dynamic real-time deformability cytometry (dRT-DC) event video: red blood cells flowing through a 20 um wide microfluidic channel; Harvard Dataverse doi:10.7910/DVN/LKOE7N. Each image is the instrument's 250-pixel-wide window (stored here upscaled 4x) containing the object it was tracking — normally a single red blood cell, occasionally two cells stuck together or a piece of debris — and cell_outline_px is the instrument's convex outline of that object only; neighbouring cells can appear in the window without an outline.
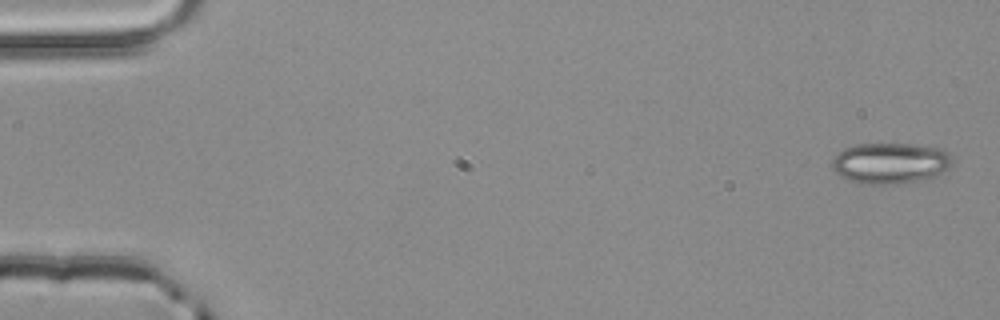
{"species": "common noctule bat (a hibernating species)", "species_latin": "Nyctalus noctula", "temperature_condition": "room temperature", "stored_images_in_passage": 5, "camera_frame_rate_fps": 3000, "um_per_image_px": 0.085, "animal": {"sex": "male", "body_mass_g": 20.4}, "frame": {"image": 1, "passage_image": 1, "time_ms": 0.0, "image_size_px": [1000, 320], "cell_outline_px": [[956, 160], [948, 168], [936, 176], [916, 180], [892, 184], [864, 184], [848, 180], [840, 176], [832, 168], [832, 160], [844, 148], [856, 144], [912, 144], [944, 148]], "centroid_in_image_um": [75.71, 13.85], "position_along_channel_um": 9.3, "area_um2": 28.78}}
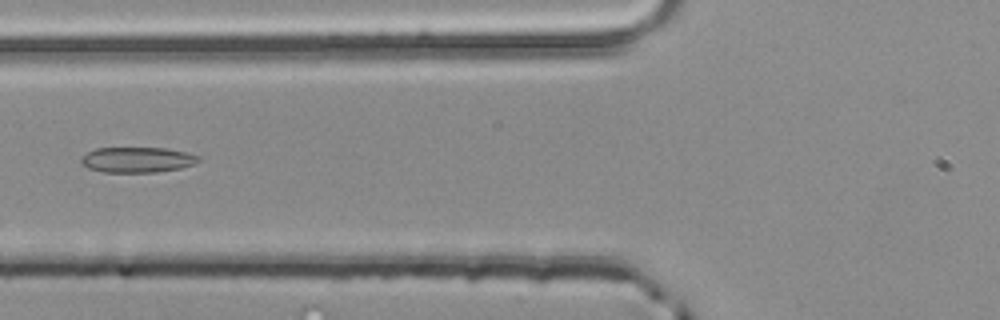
{"frame": {"image": 2, "passage_image": 5, "time_ms": 1.333, "image_size_px": [1000, 320], "cell_outline_px": [[200, 160], [192, 164], [180, 168], [156, 172], [104, 172], [88, 168], [80, 160], [88, 152], [96, 148], [168, 148], [188, 152], [200, 156]], "centroid_in_image_um": [11.71, 13.57], "position_along_channel_um": 114.1, "area_um2": 17.28}}